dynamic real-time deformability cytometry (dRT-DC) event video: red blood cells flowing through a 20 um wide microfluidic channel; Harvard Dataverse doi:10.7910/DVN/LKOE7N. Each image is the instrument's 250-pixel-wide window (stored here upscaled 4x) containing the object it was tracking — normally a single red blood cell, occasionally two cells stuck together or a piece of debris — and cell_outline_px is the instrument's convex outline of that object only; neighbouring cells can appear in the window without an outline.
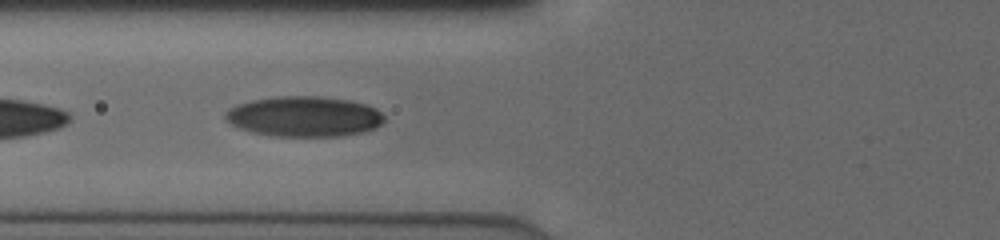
{"species": "human", "species_latin": "Homo sapiens", "temperature_condition": "cold", "stored_images_in_passage": 28, "camera_frame_rate_fps": 3000, "um_per_image_px": 0.085, "donor": {"sex": "male"}, "frame": {"image": 1, "passage_image": 3, "time_ms": 0.667, "image_size_px": [1000, 240], "cell_outline_px": [[384, 120], [380, 124], [364, 132], [340, 136], [272, 136], [252, 132], [240, 128], [232, 124], [224, 116], [228, 108], [236, 104], [252, 100], [276, 96], [320, 96], [348, 100], [364, 104], [376, 108], [384, 116]], "centroid_in_image_um": [25.83, 9.9], "position_along_channel_um": 100.0, "area_um2": 37.28}}
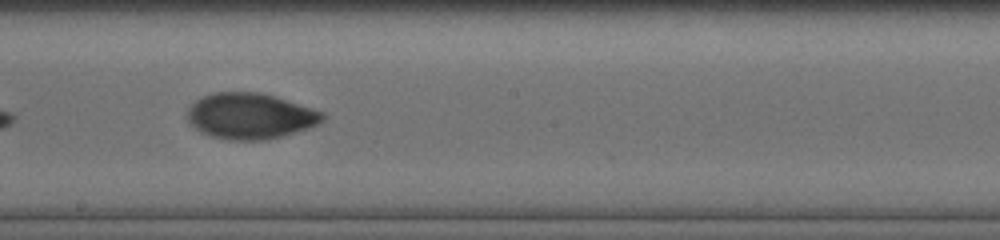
{"frame": {"image": 2, "passage_image": 12, "time_ms": 3.667, "image_size_px": [1000, 240], "cell_outline_px": [[328, 116], [320, 124], [284, 136], [264, 140], [228, 140], [212, 136], [200, 132], [188, 120], [188, 108], [196, 100], [212, 92], [260, 92], [276, 96], [324, 112]], "centroid_in_image_um": [21.32, 9.86], "position_along_channel_um": 226.9, "area_um2": 36.36}}
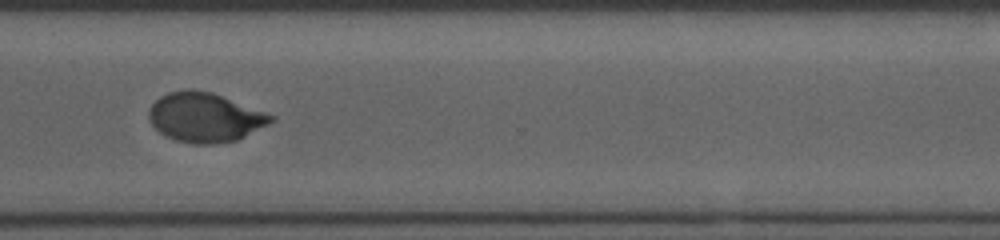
{"frame": {"image": 3, "passage_image": 21, "time_ms": 6.667, "image_size_px": [1000, 240], "cell_outline_px": [[276, 120], [240, 140], [212, 144], [192, 144], [176, 140], [160, 132], [148, 120], [148, 108], [160, 96], [168, 92], [184, 88], [192, 88], [212, 92], [276, 116]], "centroid_in_image_um": [17.43, 9.97], "position_along_channel_um": 353.2, "area_um2": 35.55}}